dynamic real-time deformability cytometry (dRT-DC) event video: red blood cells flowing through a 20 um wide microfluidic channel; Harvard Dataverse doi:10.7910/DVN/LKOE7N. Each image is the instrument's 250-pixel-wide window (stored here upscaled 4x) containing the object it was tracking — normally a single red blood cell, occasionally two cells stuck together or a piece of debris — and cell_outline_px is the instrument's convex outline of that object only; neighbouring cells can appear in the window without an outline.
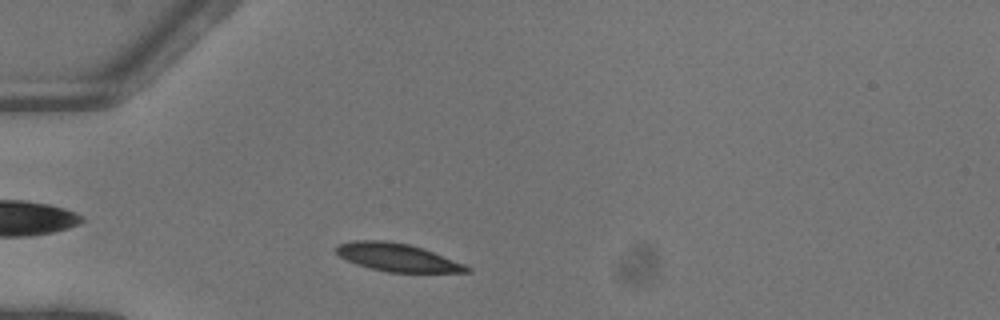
{"species": "common noctule bat (a hibernating species)", "species_latin": "Nyctalus noctula", "temperature_condition": "warm", "stored_images_in_passage": 41, "camera_frame_rate_fps": 3000, "um_per_image_px": 0.085, "animal": {"sex": "female"}, "frame": {"image": 1, "passage_image": 5, "time_ms": 1.333, "image_size_px": [1000, 320], "cell_outline_px": [[472, 272], [388, 272], [356, 264], [340, 256], [336, 252], [336, 248], [340, 244], [352, 240], [388, 240], [408, 244], [432, 252], [464, 264], [472, 268]], "centroid_in_image_um": [33.77, 21.87], "position_along_channel_um": 51.2, "area_um2": 20.92}}
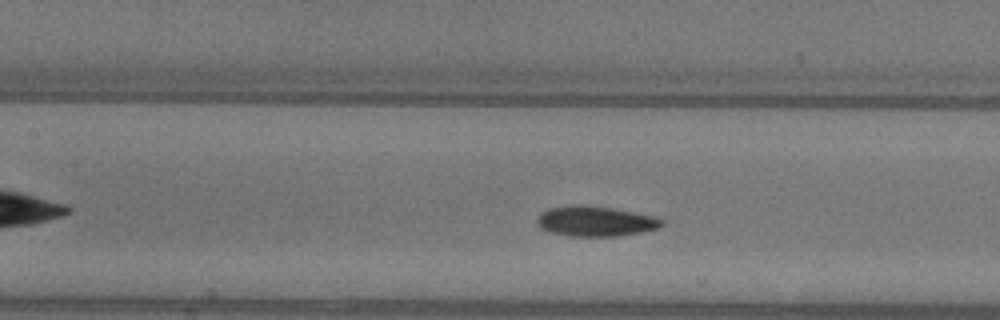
{"frame": {"image": 2, "passage_image": 14, "time_ms": 4.333, "image_size_px": [1000, 320], "cell_outline_px": [[664, 224], [660, 228], [644, 232], [620, 236], [572, 236], [552, 232], [540, 228], [536, 224], [536, 220], [540, 212], [548, 208], [572, 204], [584, 204], [612, 208], [656, 216], [664, 220]], "centroid_in_image_um": [50.63, 18.79], "position_along_channel_um": 156.8, "area_um2": 22.37}}
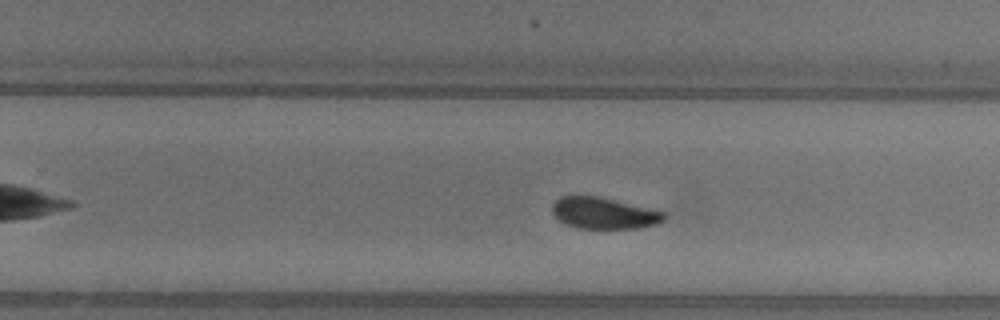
{"frame": {"image": 3, "passage_image": 23, "time_ms": 7.333, "image_size_px": [1000, 320], "cell_outline_px": [[664, 220], [656, 224], [640, 228], [580, 228], [568, 224], [560, 220], [552, 212], [552, 204], [560, 196], [600, 196], [664, 212]], "centroid_in_image_um": [51.32, 18.11], "position_along_channel_um": 278.5, "area_um2": 20.17}, "authors_computed_cell_mechanics": {"area_um2": 21.0392, "velocity_mm_per_s": 4.0719, "shape_relaxation_time_tau1_ms": 3.1343, "shape_relaxation_time_tau2_ms": 6.4749, "deformation_change_tau1": 0.1217, "deformation_change_tau2": 0.0907}}